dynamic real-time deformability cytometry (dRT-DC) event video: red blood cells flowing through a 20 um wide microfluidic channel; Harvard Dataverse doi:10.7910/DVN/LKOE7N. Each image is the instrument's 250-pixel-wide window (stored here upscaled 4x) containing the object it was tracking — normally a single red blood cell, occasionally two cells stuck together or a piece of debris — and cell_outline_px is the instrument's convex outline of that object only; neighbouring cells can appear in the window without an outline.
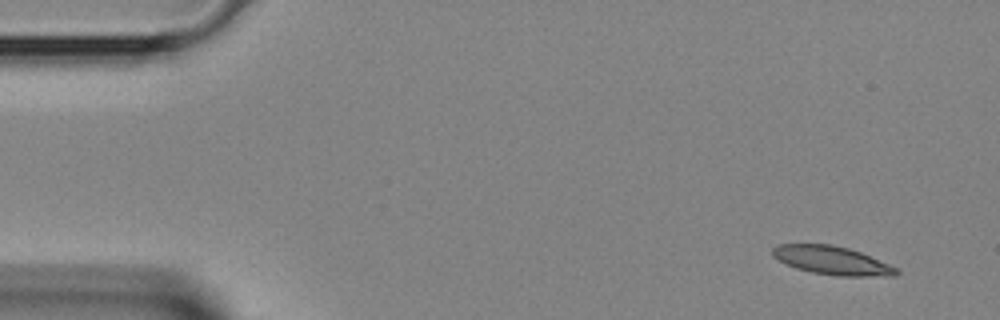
{"species": "Egyptian fruit bat (a non-hibernating species)", "species_latin": "Rousettus aegyptiacus", "temperature_condition": "room temperature", "stored_images_in_passage": 4, "camera_frame_rate_fps": 3000, "um_per_image_px": 0.085, "animal": {"sex": "female"}, "frame": {"image": 1, "passage_image": 1, "time_ms": 0.0, "image_size_px": [1000, 320], "cell_outline_px": [[900, 272], [896, 276], [836, 276], [812, 272], [796, 268], [772, 256], [772, 248], [776, 244], [832, 244], [848, 248], [860, 252], [888, 264], [896, 268]], "centroid_in_image_um": [70.71, 22.13], "position_along_channel_um": 14.3, "area_um2": 20.4}}
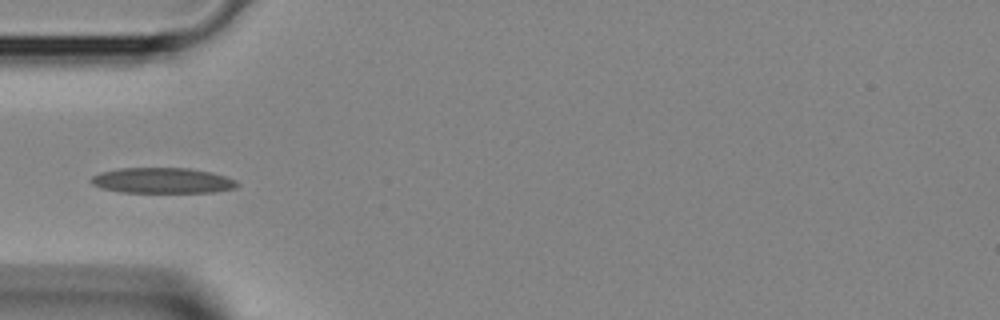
{"frame": {"image": 2, "passage_image": 4, "time_ms": 1.0, "image_size_px": [1000, 320], "cell_outline_px": [[240, 184], [236, 188], [212, 192], [120, 192], [100, 188], [92, 184], [88, 180], [92, 176], [100, 172], [116, 168], [188, 168], [212, 172], [236, 180]], "centroid_in_image_um": [13.77, 15.34], "position_along_channel_um": 71.2, "area_um2": 21.91}}